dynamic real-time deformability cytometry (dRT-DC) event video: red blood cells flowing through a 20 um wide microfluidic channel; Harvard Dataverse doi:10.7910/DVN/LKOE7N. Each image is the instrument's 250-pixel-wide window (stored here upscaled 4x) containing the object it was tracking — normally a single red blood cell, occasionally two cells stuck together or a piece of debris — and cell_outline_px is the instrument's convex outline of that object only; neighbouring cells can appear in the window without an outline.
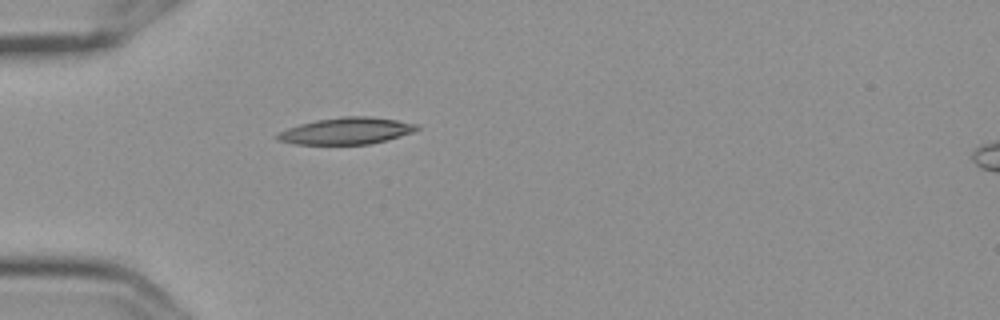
{"species": "Egyptian fruit bat (a non-hibernating species)", "species_latin": "Rousettus aegyptiacus", "temperature_condition": "cold", "stored_images_in_passage": 5, "camera_frame_rate_fps": 3000, "um_per_image_px": 0.085, "frame": {"image": 1, "passage_image": 5, "time_ms": 1.333, "image_size_px": [1000, 320], "cell_outline_px": [[420, 128], [412, 132], [400, 136], [368, 144], [296, 144], [276, 140], [272, 136], [288, 128], [300, 124], [316, 120], [340, 116], [368, 116], [396, 120], [420, 124]], "centroid_in_image_um": [29.42, 11.12], "position_along_channel_um": 55.6, "area_um2": 21.68}}